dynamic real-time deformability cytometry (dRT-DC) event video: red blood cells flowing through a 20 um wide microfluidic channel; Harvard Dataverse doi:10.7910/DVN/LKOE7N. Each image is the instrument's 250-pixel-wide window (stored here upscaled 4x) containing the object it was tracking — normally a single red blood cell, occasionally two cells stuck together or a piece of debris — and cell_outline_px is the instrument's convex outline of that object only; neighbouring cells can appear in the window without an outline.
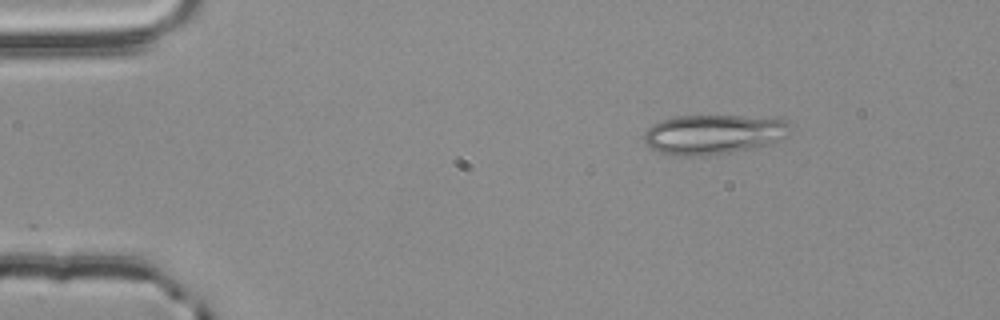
{"species": "common noctule bat (a hibernating species)", "species_latin": "Nyctalus noctula", "temperature_condition": "room temperature", "stored_images_in_passage": 32, "camera_frame_rate_fps": 3000, "um_per_image_px": 0.085, "animal": {"sex": "male", "body_mass_g": 20.4}, "frame": {"image": 1, "passage_image": 1, "time_ms": 0.0, "image_size_px": [1000, 320], "cell_outline_px": [[788, 136], [764, 144], [732, 152], [712, 156], [672, 156], [660, 152], [652, 148], [644, 140], [644, 132], [652, 124], [660, 120], [676, 116], [780, 116], [788, 124]], "centroid_in_image_um": [60.62, 11.4], "position_along_channel_um": 24.4, "area_um2": 33.99}}
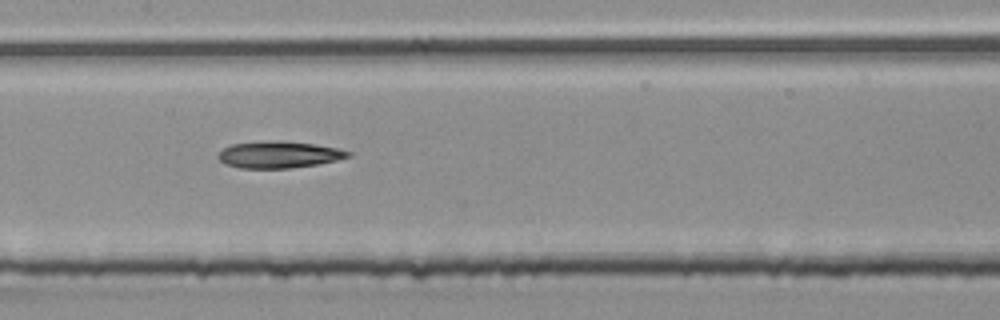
{"frame": {"image": 2, "passage_image": 20, "time_ms": 6.333, "image_size_px": [1000, 320], "cell_outline_px": [[352, 156], [336, 160], [316, 164], [292, 168], [240, 168], [224, 164], [216, 156], [224, 148], [232, 144], [272, 140], [316, 144], [336, 148], [352, 152]], "centroid_in_image_um": [23.7, 13.14], "position_along_channel_um": 183.7, "area_um2": 20.17}}
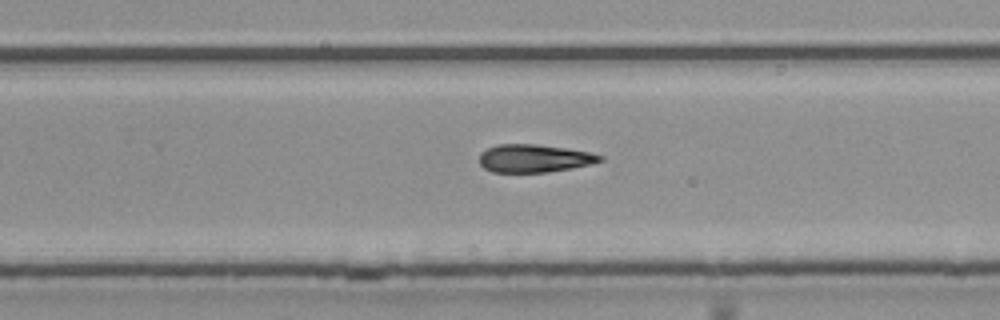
{"frame": {"image": 3, "passage_image": 28, "time_ms": 9.0, "image_size_px": [1000, 320], "cell_outline_px": [[604, 160], [588, 164], [548, 172], [492, 172], [484, 168], [480, 164], [480, 152], [488, 148], [500, 144], [536, 144], [564, 148], [588, 152], [604, 156]], "centroid_in_image_um": [45.37, 13.46], "position_along_channel_um": 284.4, "area_um2": 19.36}}